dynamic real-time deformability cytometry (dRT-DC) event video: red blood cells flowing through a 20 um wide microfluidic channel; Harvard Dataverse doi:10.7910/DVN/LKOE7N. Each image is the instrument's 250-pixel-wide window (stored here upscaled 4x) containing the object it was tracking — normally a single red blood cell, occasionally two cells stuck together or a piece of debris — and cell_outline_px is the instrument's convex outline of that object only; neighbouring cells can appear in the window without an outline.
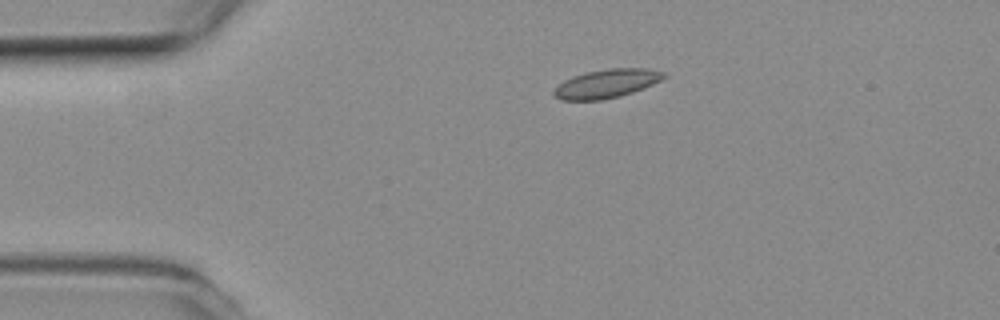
{"species": "common noctule bat (a hibernating species)", "species_latin": "Nyctalus noctula", "temperature_condition": "room temperature", "stored_images_in_passage": 45, "camera_frame_rate_fps": 3000, "um_per_image_px": 0.085, "animal": {"sex": "female", "body_mass_g": 19.3, "forearm_length_mm": 54.1}, "frame": {"image": 1, "passage_image": 2, "time_ms": 0.333, "image_size_px": [1000, 320], "cell_outline_px": [[668, 76], [644, 88], [620, 96], [600, 100], [560, 100], [552, 96], [552, 92], [564, 80], [572, 76], [584, 72], [608, 68], [648, 68], [664, 72]], "centroid_in_image_um": [51.54, 7.1], "position_along_channel_um": 33.5, "area_um2": 18.5}}
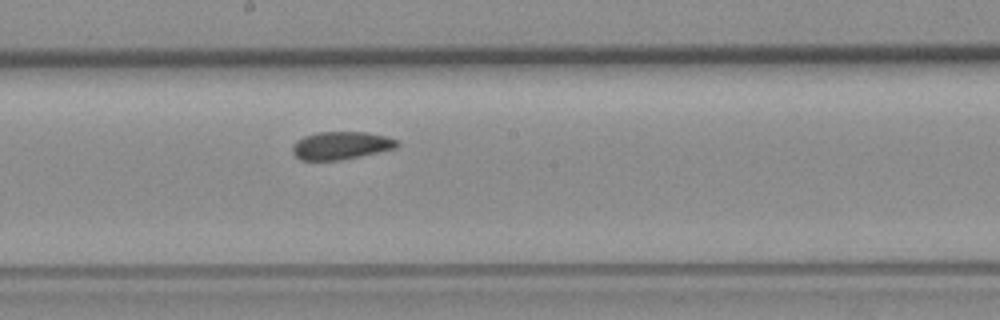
{"frame": {"image": 2, "passage_image": 20, "time_ms": 6.333, "image_size_px": [1000, 320], "cell_outline_px": [[400, 144], [396, 148], [360, 156], [340, 160], [300, 160], [292, 152], [292, 144], [296, 140], [304, 136], [320, 132], [364, 132], [384, 136], [396, 140]], "centroid_in_image_um": [28.95, 12.37], "position_along_channel_um": 219.3, "area_um2": 16.88}}
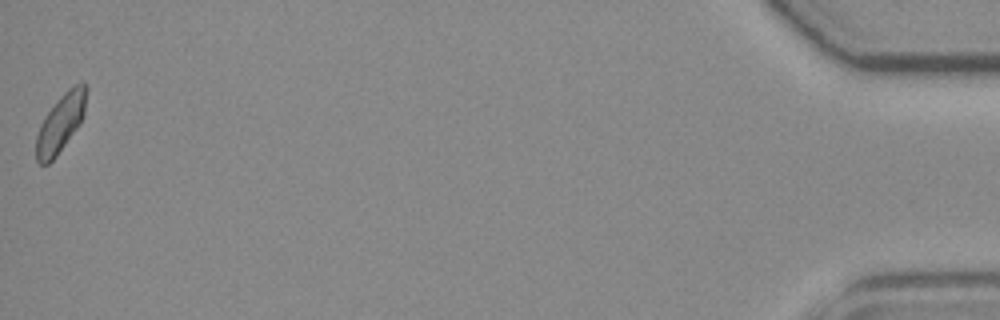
{"frame": {"image": 3, "passage_image": 45, "time_ms": 14.667, "image_size_px": [1000, 320], "cell_outline_px": [[88, 88], [84, 116], [80, 124], [56, 156], [48, 164], [40, 164], [36, 160], [36, 136], [40, 124], [44, 116], [60, 96], [72, 84], [84, 80], [88, 84]], "centroid_in_image_um": [5.19, 10.38], "position_along_channel_um": 430.0, "area_um2": 17.34}, "authors_computed_cell_mechanics": {"area_um2": 17.2244, "velocity_mm_per_s": 3.7818, "shape_relaxation_time_tau1_ms": null, "shape_relaxation_time_tau2_ms": 4.5056, "deformation_change_tau1": null, "deformation_change_tau2": 0.0699}}